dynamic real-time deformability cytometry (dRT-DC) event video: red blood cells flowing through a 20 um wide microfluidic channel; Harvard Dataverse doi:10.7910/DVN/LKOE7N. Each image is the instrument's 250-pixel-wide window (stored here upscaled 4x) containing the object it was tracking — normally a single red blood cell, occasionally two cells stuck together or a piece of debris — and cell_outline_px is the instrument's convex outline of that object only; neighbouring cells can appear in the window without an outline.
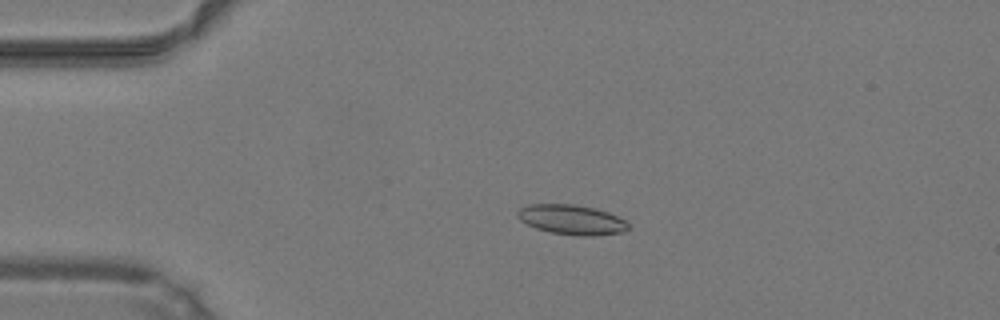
{"species": "common noctule bat (a hibernating species)", "species_latin": "Nyctalus noctula", "temperature_condition": "warm", "stored_images_in_passage": 50, "camera_frame_rate_fps": 3000, "um_per_image_px": 0.085, "animal": {"sex": "male", "body_mass_g": 19.2, "forearm_length_mm": 51.8}, "frame": {"image": 1, "passage_image": 12, "time_ms": 3.667, "image_size_px": [1000, 320], "cell_outline_px": [[628, 228], [620, 232], [592, 236], [580, 236], [552, 232], [536, 228], [520, 220], [516, 216], [516, 212], [520, 208], [528, 204], [576, 204], [596, 208], [608, 212], [624, 220], [628, 224]], "centroid_in_image_um": [48.55, 18.65], "position_along_channel_um": 36.4, "area_um2": 19.13}}
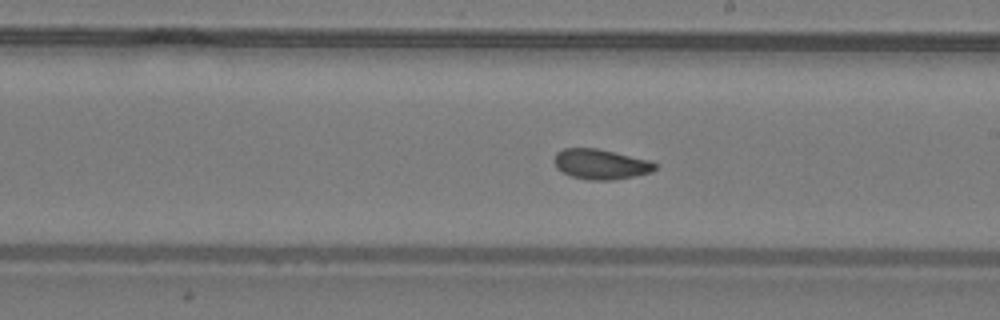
{"frame": {"image": 2, "passage_image": 29, "time_ms": 9.333, "image_size_px": [1000, 320], "cell_outline_px": [[656, 168], [652, 172], [632, 176], [608, 180], [592, 180], [572, 176], [556, 168], [552, 160], [556, 152], [564, 148], [596, 148], [648, 160], [656, 164]], "centroid_in_image_um": [51.0, 13.94], "position_along_channel_um": 238.0, "area_um2": 17.46}}
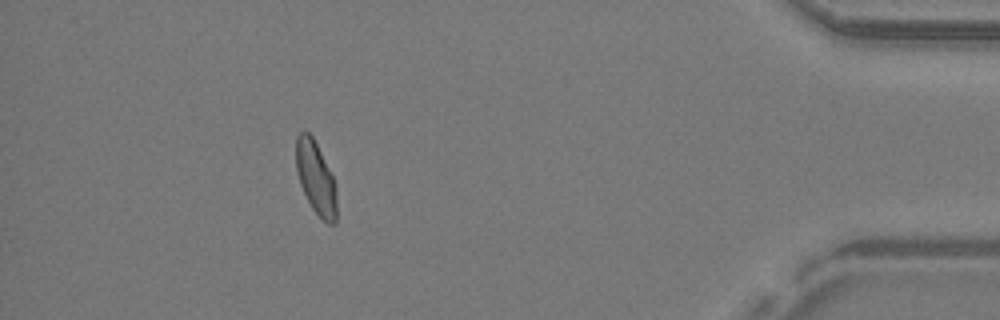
{"frame": {"image": 3, "passage_image": 45, "time_ms": 14.667, "image_size_px": [1000, 320], "cell_outline_px": [[336, 224], [328, 224], [312, 208], [300, 184], [296, 172], [296, 136], [304, 128], [312, 136], [332, 176], [336, 188]], "centroid_in_image_um": [26.82, 15.1], "position_along_channel_um": 408.4, "area_um2": 16.99}, "authors_computed_cell_mechanics": {"area_um2": 17.9469, "velocity_mm_per_s": 4.247, "shape_relaxation_time_tau1_ms": null, "shape_relaxation_time_tau2_ms": 1.2031, "deformation_change_tau1": null, "deformation_change_tau2": 0.0635}}